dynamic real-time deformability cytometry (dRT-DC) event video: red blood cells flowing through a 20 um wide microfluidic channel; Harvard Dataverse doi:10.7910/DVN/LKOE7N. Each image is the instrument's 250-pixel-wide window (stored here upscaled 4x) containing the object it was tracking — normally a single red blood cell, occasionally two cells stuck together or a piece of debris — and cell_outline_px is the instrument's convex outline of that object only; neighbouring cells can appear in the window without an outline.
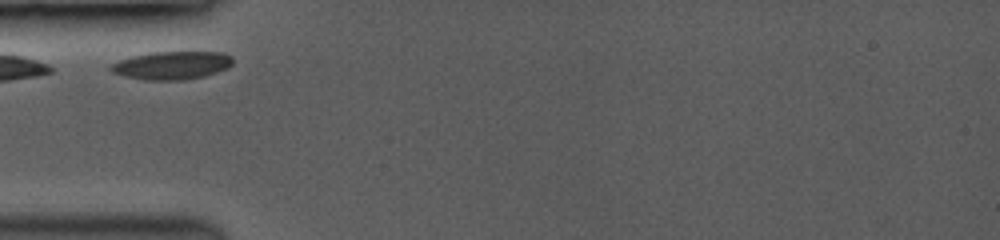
{"species": "common noctule bat (a hibernating species)", "species_latin": "Nyctalus noctula", "temperature_condition": "room temperature", "stored_images_in_passage": 26, "camera_frame_rate_fps": 3500, "um_per_image_px": 0.085, "animal": {"sex": "female", "body_mass_g": 19.0, "forearm_length_mm": 53.3}, "frame": {"image": 1, "passage_image": 1, "time_ms": 0.0, "image_size_px": [1000, 240], "cell_outline_px": [[232, 64], [228, 68], [204, 76], [180, 80], [148, 80], [124, 76], [112, 72], [108, 68], [112, 64], [120, 60], [132, 56], [152, 52], [220, 52], [232, 56]], "centroid_in_image_um": [14.6, 5.55], "position_along_channel_um": 70.4, "area_um2": 19.83}}